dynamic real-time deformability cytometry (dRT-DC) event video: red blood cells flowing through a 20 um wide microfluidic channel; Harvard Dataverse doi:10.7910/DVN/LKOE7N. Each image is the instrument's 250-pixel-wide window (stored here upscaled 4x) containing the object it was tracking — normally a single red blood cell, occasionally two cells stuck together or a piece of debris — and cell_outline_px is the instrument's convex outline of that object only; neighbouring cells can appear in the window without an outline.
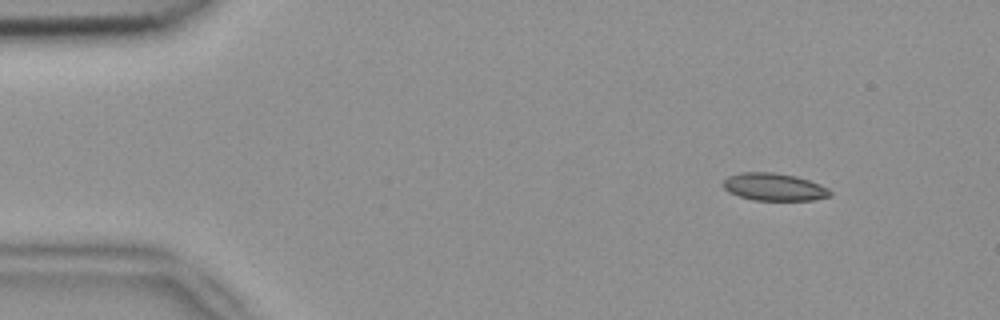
{"species": "common noctule bat (a hibernating species)", "species_latin": "Nyctalus noctula", "temperature_condition": "room temperature", "stored_images_in_passage": 6, "camera_frame_rate_fps": 3000, "um_per_image_px": 0.085, "animal": {"sex": "female", "body_mass_g": 18.4}, "frame": {"image": 1, "passage_image": 2, "time_ms": 0.333, "image_size_px": [1000, 320], "cell_outline_px": [[832, 196], [812, 200], [752, 200], [728, 192], [720, 184], [728, 176], [740, 172], [772, 172], [796, 176], [820, 184], [828, 188], [832, 192]], "centroid_in_image_um": [65.78, 15.89], "position_along_channel_um": 19.2, "area_um2": 17.28}}
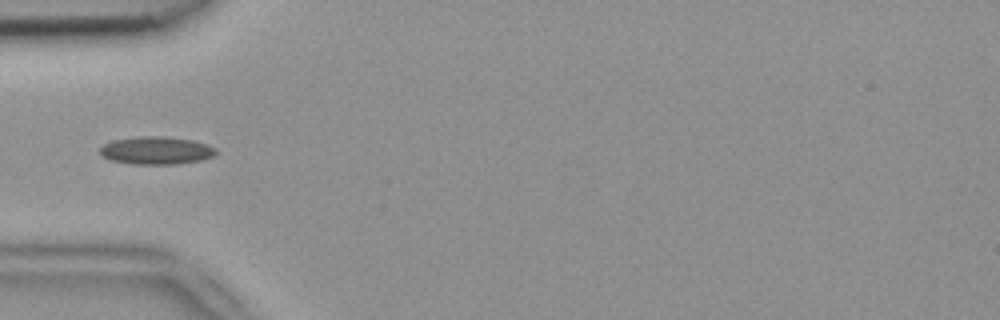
{"frame": {"image": 2, "passage_image": 5, "time_ms": 1.333, "image_size_px": [1000, 320], "cell_outline_px": [[216, 152], [212, 156], [200, 160], [176, 164], [132, 164], [112, 160], [104, 156], [100, 152], [100, 148], [104, 144], [112, 140], [140, 136], [164, 136], [192, 140], [208, 144], [216, 148]], "centroid_in_image_um": [13.29, 12.78], "position_along_channel_um": 71.7, "area_um2": 18.67}}